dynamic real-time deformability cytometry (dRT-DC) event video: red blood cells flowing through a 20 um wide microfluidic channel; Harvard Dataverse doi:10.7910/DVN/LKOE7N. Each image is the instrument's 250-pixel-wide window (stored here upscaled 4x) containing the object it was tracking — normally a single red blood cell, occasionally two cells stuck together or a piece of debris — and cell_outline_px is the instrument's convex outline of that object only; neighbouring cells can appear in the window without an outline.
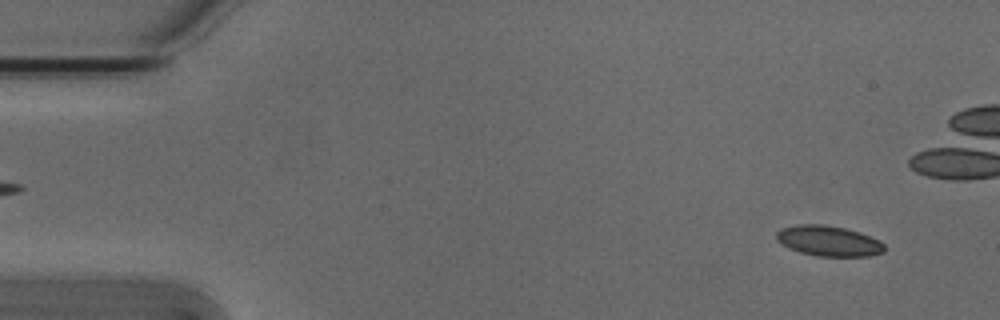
{"species": "Egyptian fruit bat (a non-hibernating species)", "species_latin": "Rousettus aegyptiacus", "temperature_condition": "cold", "stored_images_in_passage": 55, "camera_frame_rate_fps": 3000, "um_per_image_px": 0.085, "animal": {"sex": "male"}, "frame": {"image": 1, "passage_image": 4, "time_ms": 1.0, "image_size_px": [1000, 320], "cell_outline_px": [[884, 252], [868, 256], [816, 256], [800, 252], [788, 248], [776, 240], [776, 232], [780, 228], [796, 224], [824, 224], [844, 228], [860, 232], [880, 240], [884, 244]], "centroid_in_image_um": [70.41, 20.47], "position_along_channel_um": 14.6, "area_um2": 19.31}}
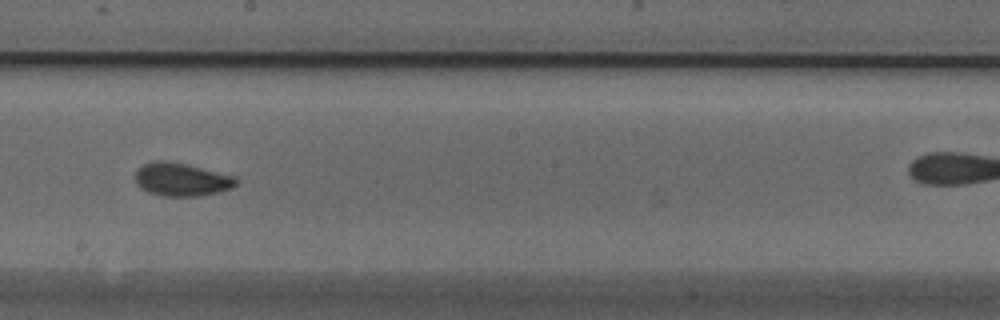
{"frame": {"image": 2, "passage_image": 30, "time_ms": 9.667, "image_size_px": [1000, 320], "cell_outline_px": [[240, 180], [232, 188], [216, 192], [196, 196], [160, 196], [148, 192], [140, 188], [136, 184], [136, 168], [152, 160], [168, 160], [236, 176]], "centroid_in_image_um": [15.4, 15.24], "position_along_channel_um": 232.8, "area_um2": 19.65}}
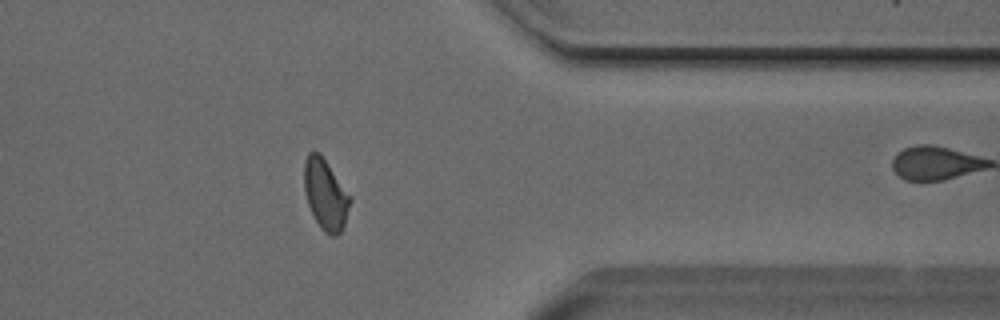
{"frame": {"image": 3, "passage_image": 43, "time_ms": 14.0, "image_size_px": [1000, 320], "cell_outline_px": [[352, 200], [344, 224], [340, 232], [336, 236], [332, 236], [324, 232], [320, 228], [308, 204], [304, 188], [304, 160], [308, 152], [320, 152], [352, 196]], "centroid_in_image_um": [27.68, 16.5], "position_along_channel_um": 383.7, "area_um2": 19.07}, "authors_computed_cell_mechanics": {"area_um2": 18.9006, "velocity_mm_per_s": 3.8037, "shape_relaxation_time_tau1_ms": 3.9159, "shape_relaxation_time_tau2_ms": 2.0524, "deformation_change_tau1": 0.099, "deformation_change_tau2": 0.0528}}